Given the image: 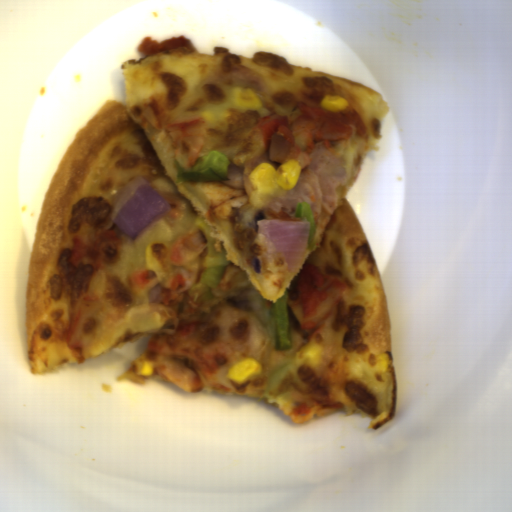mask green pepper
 I'll return each instance as SVG.
<instances>
[{
  "label": "green pepper",
  "mask_w": 512,
  "mask_h": 512,
  "mask_svg": "<svg viewBox=\"0 0 512 512\" xmlns=\"http://www.w3.org/2000/svg\"><path fill=\"white\" fill-rule=\"evenodd\" d=\"M251 311L267 333L271 345L277 350L293 349L294 341L290 326L288 287L276 304L266 307L258 290L248 291Z\"/></svg>",
  "instance_id": "green-pepper-1"
},
{
  "label": "green pepper",
  "mask_w": 512,
  "mask_h": 512,
  "mask_svg": "<svg viewBox=\"0 0 512 512\" xmlns=\"http://www.w3.org/2000/svg\"><path fill=\"white\" fill-rule=\"evenodd\" d=\"M230 159L222 151H209L198 156L189 170L182 168L174 160L177 183H223L229 179Z\"/></svg>",
  "instance_id": "green-pepper-2"
},
{
  "label": "green pepper",
  "mask_w": 512,
  "mask_h": 512,
  "mask_svg": "<svg viewBox=\"0 0 512 512\" xmlns=\"http://www.w3.org/2000/svg\"><path fill=\"white\" fill-rule=\"evenodd\" d=\"M294 216L296 218H300L303 220H307L309 222V232L307 237L306 248L307 250L315 249L316 243V231H317V223L315 213L310 204L306 201H298Z\"/></svg>",
  "instance_id": "green-pepper-3"
}]
</instances>
